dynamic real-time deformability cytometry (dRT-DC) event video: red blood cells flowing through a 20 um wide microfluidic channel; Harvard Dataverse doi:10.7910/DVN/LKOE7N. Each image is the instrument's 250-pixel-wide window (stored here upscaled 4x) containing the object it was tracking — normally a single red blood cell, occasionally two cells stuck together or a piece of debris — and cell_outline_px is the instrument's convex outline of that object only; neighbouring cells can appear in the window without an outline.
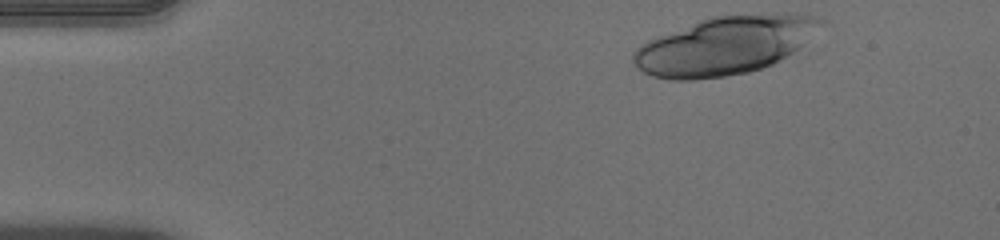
{"species": "human", "species_latin": "Homo sapiens", "temperature_condition": "warm", "stored_images_in_passage": 33, "camera_frame_rate_fps": 3000, "um_per_image_px": 0.085, "donor": {"sex": "male"}, "frame": {"image": 1, "passage_image": 1, "time_ms": 0.0, "image_size_px": [1000, 240], "cell_outline_px": [[828, 20], [800, 48], [772, 64], [748, 72], [724, 76], [696, 80], [672, 80], [652, 76], [644, 72], [632, 60], [632, 52], [640, 44], [648, 40], [700, 20], [712, 16], [772, 12], [796, 12], [816, 16]], "centroid_in_image_um": [61.67, 3.83], "position_along_channel_um": 23.3, "area_um2": 63.98}}
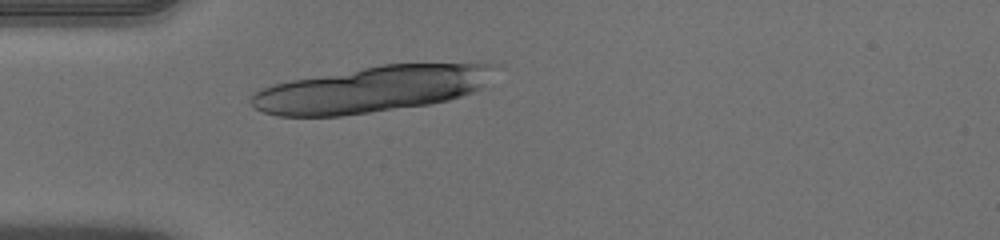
{"frame": {"image": 2, "passage_image": 9, "time_ms": 2.667, "image_size_px": [1000, 240], "cell_outline_px": [[500, 64], [484, 88], [476, 92], [448, 100], [432, 104], [340, 116], [280, 116], [264, 112], [256, 108], [248, 100], [260, 88], [292, 80], [384, 64]], "centroid_in_image_um": [31.67, 7.59], "position_along_channel_um": 53.3, "area_um2": 65.08}}